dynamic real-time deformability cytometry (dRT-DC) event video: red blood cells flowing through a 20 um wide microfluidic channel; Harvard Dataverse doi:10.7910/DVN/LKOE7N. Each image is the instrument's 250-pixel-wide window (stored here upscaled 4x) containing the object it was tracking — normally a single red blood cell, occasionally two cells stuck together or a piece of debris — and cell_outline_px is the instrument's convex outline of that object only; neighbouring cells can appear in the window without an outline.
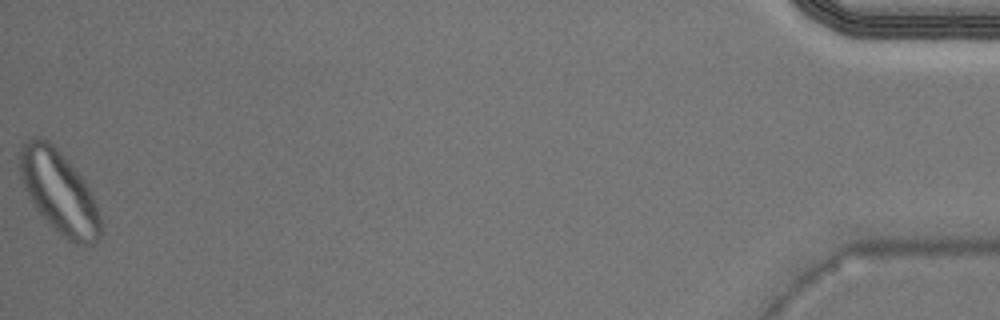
{"species": "Egyptian fruit bat (a non-hibernating species)", "species_latin": "Rousettus aegyptiacus", "temperature_condition": "warm", "stored_images_in_passage": 42, "camera_frame_rate_fps": 3000, "um_per_image_px": 0.085, "animal": {"sex": "male"}, "frame": {"image": 1, "passage_image": 42, "time_ms": 13.667, "image_size_px": [1000, 320], "cell_outline_px": [[104, 228], [100, 236], [92, 244], [76, 244], [68, 240], [48, 224], [36, 208], [28, 196], [24, 188], [20, 176], [20, 148], [32, 136], [36, 136], [48, 140], [56, 148], [80, 176], [88, 188], [96, 204]], "centroid_in_image_um": [5.02, 16.35], "position_along_channel_um": 430.2, "area_um2": 38.55}}